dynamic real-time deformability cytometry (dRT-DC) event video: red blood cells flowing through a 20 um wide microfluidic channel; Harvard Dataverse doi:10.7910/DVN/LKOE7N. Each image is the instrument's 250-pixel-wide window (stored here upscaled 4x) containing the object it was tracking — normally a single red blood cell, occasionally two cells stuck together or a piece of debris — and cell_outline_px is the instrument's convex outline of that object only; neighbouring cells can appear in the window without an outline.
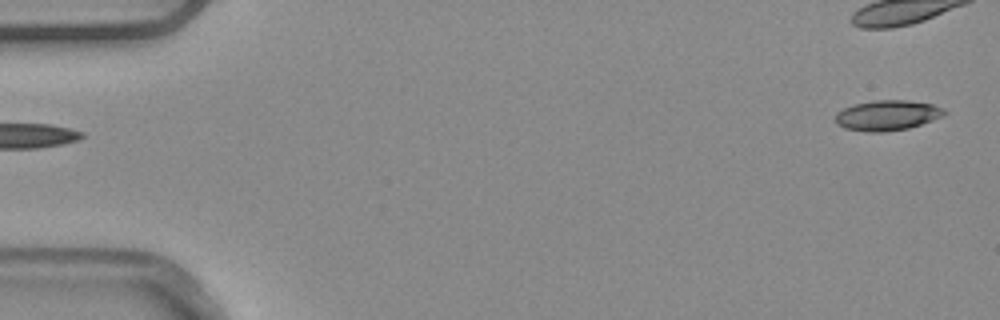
{"species": "common noctule bat (a hibernating species)", "species_latin": "Nyctalus noctula", "temperature_condition": "warm", "stored_images_in_passage": 5, "segment_of_instrument_passage": [2, 2], "camera_frame_rate_fps": 3000, "um_per_image_px": 0.085, "animal": {"sex": "male", "body_mass_g": 20.4}, "frame": {"image": 1, "passage_image": 5, "time_ms": 1.333, "image_size_px": [1000, 320], "cell_outline_px": [[948, 112], [944, 116], [908, 128], [884, 132], [868, 132], [844, 128], [836, 124], [836, 112], [852, 104], [876, 100], [908, 100], [932, 104], [944, 108]], "centroid_in_image_um": [75.42, 9.8], "position_along_channel_um": 9.6, "area_um2": 19.31}}